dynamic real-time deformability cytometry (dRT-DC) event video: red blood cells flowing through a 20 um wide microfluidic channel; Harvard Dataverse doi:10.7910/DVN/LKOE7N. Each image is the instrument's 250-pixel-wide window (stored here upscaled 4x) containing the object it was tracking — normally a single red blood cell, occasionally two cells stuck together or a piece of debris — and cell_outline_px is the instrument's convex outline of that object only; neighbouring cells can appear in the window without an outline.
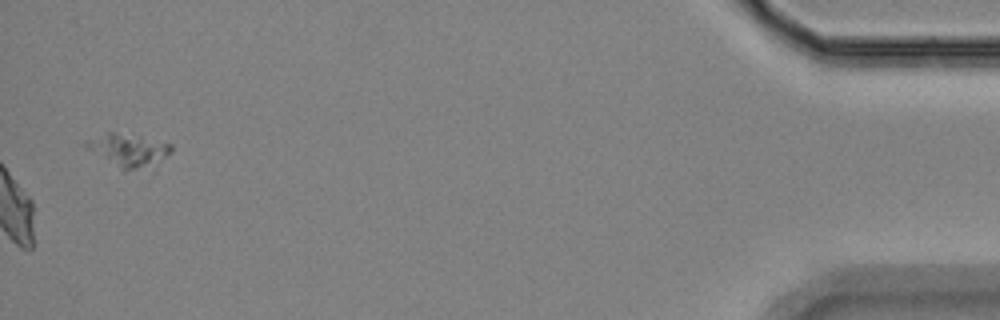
{"species": "Egyptian fruit bat (a non-hibernating species)", "species_latin": "Rousettus aegyptiacus", "temperature_condition": "room temperature", "stored_images_in_passage": 55, "segment_of_instrument_passage": [2, 2], "camera_frame_rate_fps": 3000, "um_per_image_px": 0.085, "animal": {"sex": "female"}, "frame": {"image": 1, "passage_image": 55, "time_ms": 18.0, "image_size_px": [1000, 320], "cell_outline_px": [[172, 152], [164, 156], [136, 168], [124, 172], [84, 148], [84, 140], [108, 132], [112, 132], [140, 136], [172, 144]], "centroid_in_image_um": [10.78, 12.72], "position_along_channel_um": 424.4, "area_um2": 15.78}}